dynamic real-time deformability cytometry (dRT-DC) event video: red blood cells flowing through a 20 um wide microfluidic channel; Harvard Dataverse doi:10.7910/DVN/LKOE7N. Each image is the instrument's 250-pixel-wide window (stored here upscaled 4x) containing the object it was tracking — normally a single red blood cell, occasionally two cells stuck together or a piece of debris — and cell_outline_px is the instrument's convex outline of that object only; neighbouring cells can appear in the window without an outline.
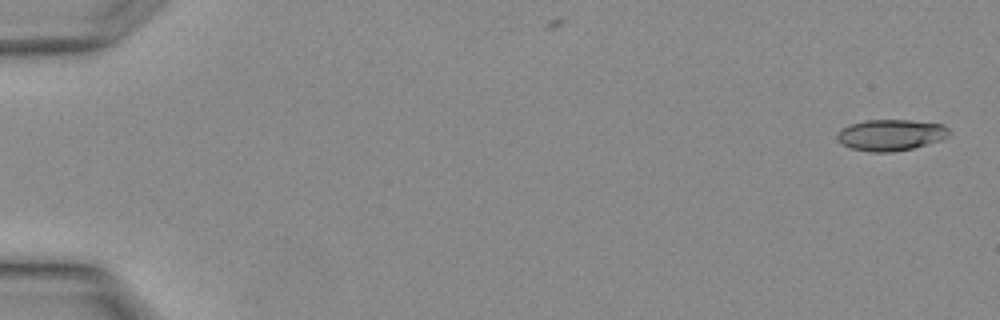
{"species": "Egyptian fruit bat (a non-hibernating species)", "species_latin": "Rousettus aegyptiacus", "temperature_condition": "warm", "stored_images_in_passage": 16, "camera_frame_rate_fps": 3000, "um_per_image_px": 0.085, "animal": {"sex": "female"}, "frame": {"image": 1, "passage_image": 1, "time_ms": 0.0, "image_size_px": [1000, 320], "cell_outline_px": [[948, 136], [940, 140], [912, 148], [892, 152], [872, 152], [852, 148], [840, 144], [836, 140], [836, 132], [840, 128], [848, 124], [864, 120], [908, 120], [944, 124], [948, 128]], "centroid_in_image_um": [75.64, 11.46], "position_along_channel_um": 9.4, "area_um2": 20.52}}
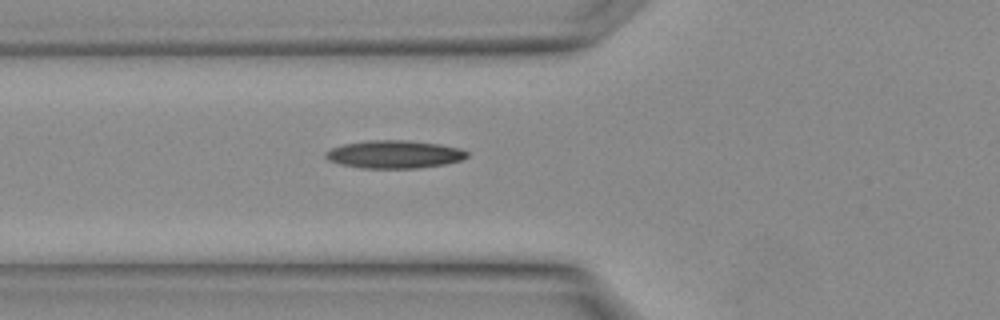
{"frame": {"image": 2, "passage_image": 12, "time_ms": 3.667, "image_size_px": [1000, 320], "cell_outline_px": [[468, 156], [460, 160], [444, 164], [416, 168], [360, 168], [340, 164], [328, 160], [324, 156], [324, 152], [332, 148], [344, 144], [368, 140], [408, 140], [440, 144], [460, 148], [468, 152]], "centroid_in_image_um": [33.49, 13.11], "position_along_channel_um": 92.3, "area_um2": 23.0}}
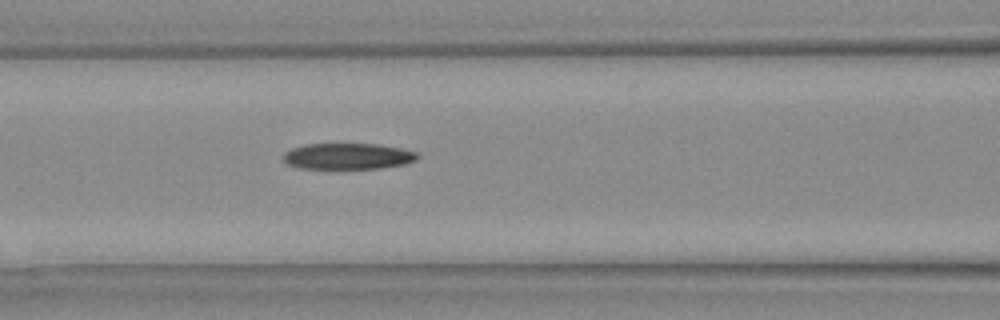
{"frame": {"image": 3, "passage_image": 14, "time_ms": 4.333, "image_size_px": [1000, 320], "cell_outline_px": [[420, 156], [416, 160], [404, 164], [380, 168], [340, 172], [300, 168], [288, 164], [284, 160], [284, 152], [292, 148], [308, 144], [380, 144], [400, 148], [416, 152]], "centroid_in_image_um": [29.55, 13.33], "position_along_channel_um": 137.0, "area_um2": 21.39}}